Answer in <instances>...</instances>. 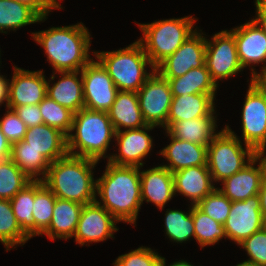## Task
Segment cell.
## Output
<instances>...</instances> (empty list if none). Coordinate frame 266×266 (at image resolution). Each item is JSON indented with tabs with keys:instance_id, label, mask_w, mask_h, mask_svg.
<instances>
[{
	"instance_id": "7402d4cb",
	"label": "cell",
	"mask_w": 266,
	"mask_h": 266,
	"mask_svg": "<svg viewBox=\"0 0 266 266\" xmlns=\"http://www.w3.org/2000/svg\"><path fill=\"white\" fill-rule=\"evenodd\" d=\"M255 158L246 164L240 171L222 181L223 188L218 190L232 202L243 201L259 194L262 185V171Z\"/></svg>"
},
{
	"instance_id": "ac0fdd59",
	"label": "cell",
	"mask_w": 266,
	"mask_h": 266,
	"mask_svg": "<svg viewBox=\"0 0 266 266\" xmlns=\"http://www.w3.org/2000/svg\"><path fill=\"white\" fill-rule=\"evenodd\" d=\"M172 175L175 194L190 198L191 205H197L215 189L207 165L183 168Z\"/></svg>"
},
{
	"instance_id": "5bb4252c",
	"label": "cell",
	"mask_w": 266,
	"mask_h": 266,
	"mask_svg": "<svg viewBox=\"0 0 266 266\" xmlns=\"http://www.w3.org/2000/svg\"><path fill=\"white\" fill-rule=\"evenodd\" d=\"M205 50L206 37L196 31L155 70L165 79L180 77L193 68L205 65Z\"/></svg>"
},
{
	"instance_id": "7bdbcfd3",
	"label": "cell",
	"mask_w": 266,
	"mask_h": 266,
	"mask_svg": "<svg viewBox=\"0 0 266 266\" xmlns=\"http://www.w3.org/2000/svg\"><path fill=\"white\" fill-rule=\"evenodd\" d=\"M32 8L41 18L48 16L53 9L62 7L57 0H14Z\"/></svg>"
},
{
	"instance_id": "4dcf8cb0",
	"label": "cell",
	"mask_w": 266,
	"mask_h": 266,
	"mask_svg": "<svg viewBox=\"0 0 266 266\" xmlns=\"http://www.w3.org/2000/svg\"><path fill=\"white\" fill-rule=\"evenodd\" d=\"M56 196L41 180L34 181V203L32 215L34 219V236L42 235L49 226Z\"/></svg>"
},
{
	"instance_id": "d6986e66",
	"label": "cell",
	"mask_w": 266,
	"mask_h": 266,
	"mask_svg": "<svg viewBox=\"0 0 266 266\" xmlns=\"http://www.w3.org/2000/svg\"><path fill=\"white\" fill-rule=\"evenodd\" d=\"M142 204L152 202L161 210L175 195L172 172L160 165L140 171Z\"/></svg>"
},
{
	"instance_id": "7c38bea8",
	"label": "cell",
	"mask_w": 266,
	"mask_h": 266,
	"mask_svg": "<svg viewBox=\"0 0 266 266\" xmlns=\"http://www.w3.org/2000/svg\"><path fill=\"white\" fill-rule=\"evenodd\" d=\"M265 227L259 195L234 201L224 228L227 238L238 244Z\"/></svg>"
},
{
	"instance_id": "277c9868",
	"label": "cell",
	"mask_w": 266,
	"mask_h": 266,
	"mask_svg": "<svg viewBox=\"0 0 266 266\" xmlns=\"http://www.w3.org/2000/svg\"><path fill=\"white\" fill-rule=\"evenodd\" d=\"M115 133L108 112L82 108L74 114L71 133L67 135L68 154L100 161L108 157L105 153Z\"/></svg>"
},
{
	"instance_id": "3957f363",
	"label": "cell",
	"mask_w": 266,
	"mask_h": 266,
	"mask_svg": "<svg viewBox=\"0 0 266 266\" xmlns=\"http://www.w3.org/2000/svg\"><path fill=\"white\" fill-rule=\"evenodd\" d=\"M97 163L90 158L67 154L50 164L42 181L57 198L86 205L97 200L92 172Z\"/></svg>"
},
{
	"instance_id": "ee69618b",
	"label": "cell",
	"mask_w": 266,
	"mask_h": 266,
	"mask_svg": "<svg viewBox=\"0 0 266 266\" xmlns=\"http://www.w3.org/2000/svg\"><path fill=\"white\" fill-rule=\"evenodd\" d=\"M256 18L252 19L266 35V0H255Z\"/></svg>"
},
{
	"instance_id": "b9f144b4",
	"label": "cell",
	"mask_w": 266,
	"mask_h": 266,
	"mask_svg": "<svg viewBox=\"0 0 266 266\" xmlns=\"http://www.w3.org/2000/svg\"><path fill=\"white\" fill-rule=\"evenodd\" d=\"M17 116L26 124L27 128L43 124L39 104L24 105L13 108Z\"/></svg>"
},
{
	"instance_id": "f546056e",
	"label": "cell",
	"mask_w": 266,
	"mask_h": 266,
	"mask_svg": "<svg viewBox=\"0 0 266 266\" xmlns=\"http://www.w3.org/2000/svg\"><path fill=\"white\" fill-rule=\"evenodd\" d=\"M32 8L14 0H0V31L16 30L23 26L44 21ZM6 30V31H4Z\"/></svg>"
},
{
	"instance_id": "ab89813d",
	"label": "cell",
	"mask_w": 266,
	"mask_h": 266,
	"mask_svg": "<svg viewBox=\"0 0 266 266\" xmlns=\"http://www.w3.org/2000/svg\"><path fill=\"white\" fill-rule=\"evenodd\" d=\"M248 256V263L258 266H266V228L252 234L249 238L244 239L240 244Z\"/></svg>"
},
{
	"instance_id": "8992f818",
	"label": "cell",
	"mask_w": 266,
	"mask_h": 266,
	"mask_svg": "<svg viewBox=\"0 0 266 266\" xmlns=\"http://www.w3.org/2000/svg\"><path fill=\"white\" fill-rule=\"evenodd\" d=\"M192 16L159 20L149 24H138L143 38L138 42L142 45L152 66L156 68L163 60L172 55L197 29Z\"/></svg>"
},
{
	"instance_id": "5b68a950",
	"label": "cell",
	"mask_w": 266,
	"mask_h": 266,
	"mask_svg": "<svg viewBox=\"0 0 266 266\" xmlns=\"http://www.w3.org/2000/svg\"><path fill=\"white\" fill-rule=\"evenodd\" d=\"M93 54L106 69L119 91L137 92L155 71L138 41L117 51L93 52ZM148 64L152 67V72L149 73L145 68Z\"/></svg>"
},
{
	"instance_id": "1f68e13d",
	"label": "cell",
	"mask_w": 266,
	"mask_h": 266,
	"mask_svg": "<svg viewBox=\"0 0 266 266\" xmlns=\"http://www.w3.org/2000/svg\"><path fill=\"white\" fill-rule=\"evenodd\" d=\"M29 239L17 223L10 200L0 199V242L6 251L15 245H24Z\"/></svg>"
},
{
	"instance_id": "836d02e7",
	"label": "cell",
	"mask_w": 266,
	"mask_h": 266,
	"mask_svg": "<svg viewBox=\"0 0 266 266\" xmlns=\"http://www.w3.org/2000/svg\"><path fill=\"white\" fill-rule=\"evenodd\" d=\"M31 182L11 158L0 161V199L11 200Z\"/></svg>"
},
{
	"instance_id": "7dc6e473",
	"label": "cell",
	"mask_w": 266,
	"mask_h": 266,
	"mask_svg": "<svg viewBox=\"0 0 266 266\" xmlns=\"http://www.w3.org/2000/svg\"><path fill=\"white\" fill-rule=\"evenodd\" d=\"M8 90H9V79L4 78L0 75V106L6 101V108L8 102Z\"/></svg>"
},
{
	"instance_id": "603a6c76",
	"label": "cell",
	"mask_w": 266,
	"mask_h": 266,
	"mask_svg": "<svg viewBox=\"0 0 266 266\" xmlns=\"http://www.w3.org/2000/svg\"><path fill=\"white\" fill-rule=\"evenodd\" d=\"M171 142L159 153L170 162L162 165L174 173L180 169L207 165V146L176 139L167 134Z\"/></svg>"
},
{
	"instance_id": "d590c367",
	"label": "cell",
	"mask_w": 266,
	"mask_h": 266,
	"mask_svg": "<svg viewBox=\"0 0 266 266\" xmlns=\"http://www.w3.org/2000/svg\"><path fill=\"white\" fill-rule=\"evenodd\" d=\"M188 213L179 210H167L165 214V231L174 242L183 243L191 237L195 238L194 223L192 218V205Z\"/></svg>"
},
{
	"instance_id": "f35d334b",
	"label": "cell",
	"mask_w": 266,
	"mask_h": 266,
	"mask_svg": "<svg viewBox=\"0 0 266 266\" xmlns=\"http://www.w3.org/2000/svg\"><path fill=\"white\" fill-rule=\"evenodd\" d=\"M162 256L148 247H139L119 256L114 266H161Z\"/></svg>"
},
{
	"instance_id": "bcb514c9",
	"label": "cell",
	"mask_w": 266,
	"mask_h": 266,
	"mask_svg": "<svg viewBox=\"0 0 266 266\" xmlns=\"http://www.w3.org/2000/svg\"><path fill=\"white\" fill-rule=\"evenodd\" d=\"M11 144L0 129V161L10 158Z\"/></svg>"
},
{
	"instance_id": "30bf717a",
	"label": "cell",
	"mask_w": 266,
	"mask_h": 266,
	"mask_svg": "<svg viewBox=\"0 0 266 266\" xmlns=\"http://www.w3.org/2000/svg\"><path fill=\"white\" fill-rule=\"evenodd\" d=\"M242 108V137L253 150L266 147V93L251 79Z\"/></svg>"
},
{
	"instance_id": "60d3db41",
	"label": "cell",
	"mask_w": 266,
	"mask_h": 266,
	"mask_svg": "<svg viewBox=\"0 0 266 266\" xmlns=\"http://www.w3.org/2000/svg\"><path fill=\"white\" fill-rule=\"evenodd\" d=\"M0 129L11 145L23 140L27 132L26 124L17 116L13 109L9 108L0 119Z\"/></svg>"
},
{
	"instance_id": "44dd1931",
	"label": "cell",
	"mask_w": 266,
	"mask_h": 266,
	"mask_svg": "<svg viewBox=\"0 0 266 266\" xmlns=\"http://www.w3.org/2000/svg\"><path fill=\"white\" fill-rule=\"evenodd\" d=\"M23 140L28 142V147L40 152L51 163L68 154L67 135L44 123L27 128Z\"/></svg>"
},
{
	"instance_id": "8fae6325",
	"label": "cell",
	"mask_w": 266,
	"mask_h": 266,
	"mask_svg": "<svg viewBox=\"0 0 266 266\" xmlns=\"http://www.w3.org/2000/svg\"><path fill=\"white\" fill-rule=\"evenodd\" d=\"M84 108L108 112L119 90L99 61L91 60L82 70Z\"/></svg>"
},
{
	"instance_id": "d6a6232c",
	"label": "cell",
	"mask_w": 266,
	"mask_h": 266,
	"mask_svg": "<svg viewBox=\"0 0 266 266\" xmlns=\"http://www.w3.org/2000/svg\"><path fill=\"white\" fill-rule=\"evenodd\" d=\"M195 240L201 248L216 244L221 238H227L224 225L202 212L196 205L191 209Z\"/></svg>"
},
{
	"instance_id": "ba28073f",
	"label": "cell",
	"mask_w": 266,
	"mask_h": 266,
	"mask_svg": "<svg viewBox=\"0 0 266 266\" xmlns=\"http://www.w3.org/2000/svg\"><path fill=\"white\" fill-rule=\"evenodd\" d=\"M211 40L206 39L205 64L212 81L227 79L243 71L240 64L237 45L234 35L223 30L213 35Z\"/></svg>"
},
{
	"instance_id": "2e32d148",
	"label": "cell",
	"mask_w": 266,
	"mask_h": 266,
	"mask_svg": "<svg viewBox=\"0 0 266 266\" xmlns=\"http://www.w3.org/2000/svg\"><path fill=\"white\" fill-rule=\"evenodd\" d=\"M157 126L146 125L137 129H128L115 133V141L119 146V154H113L108 157L111 164L118 166H136L142 167L144 159L151 151L153 139L147 131Z\"/></svg>"
},
{
	"instance_id": "681fc988",
	"label": "cell",
	"mask_w": 266,
	"mask_h": 266,
	"mask_svg": "<svg viewBox=\"0 0 266 266\" xmlns=\"http://www.w3.org/2000/svg\"><path fill=\"white\" fill-rule=\"evenodd\" d=\"M165 258L163 257L162 258V261H161V266H166V262H165ZM169 266H193L192 264H190V262H187V261H184V260H180V261H177V262H174L173 264H170Z\"/></svg>"
},
{
	"instance_id": "8d00e7d4",
	"label": "cell",
	"mask_w": 266,
	"mask_h": 266,
	"mask_svg": "<svg viewBox=\"0 0 266 266\" xmlns=\"http://www.w3.org/2000/svg\"><path fill=\"white\" fill-rule=\"evenodd\" d=\"M44 124L57 128L64 134L71 133L74 113L46 96L39 103Z\"/></svg>"
},
{
	"instance_id": "4316f807",
	"label": "cell",
	"mask_w": 266,
	"mask_h": 266,
	"mask_svg": "<svg viewBox=\"0 0 266 266\" xmlns=\"http://www.w3.org/2000/svg\"><path fill=\"white\" fill-rule=\"evenodd\" d=\"M217 127L216 117H199L173 123L167 130L176 139L208 146Z\"/></svg>"
},
{
	"instance_id": "f1b7e54d",
	"label": "cell",
	"mask_w": 266,
	"mask_h": 266,
	"mask_svg": "<svg viewBox=\"0 0 266 266\" xmlns=\"http://www.w3.org/2000/svg\"><path fill=\"white\" fill-rule=\"evenodd\" d=\"M10 158L32 181H42L51 164L40 152L28 147L25 140L11 145Z\"/></svg>"
},
{
	"instance_id": "52a82bcc",
	"label": "cell",
	"mask_w": 266,
	"mask_h": 266,
	"mask_svg": "<svg viewBox=\"0 0 266 266\" xmlns=\"http://www.w3.org/2000/svg\"><path fill=\"white\" fill-rule=\"evenodd\" d=\"M228 125L207 146V167L213 182H222L240 171L252 158L254 150L245 145ZM245 158L247 160H245Z\"/></svg>"
},
{
	"instance_id": "d4e9b609",
	"label": "cell",
	"mask_w": 266,
	"mask_h": 266,
	"mask_svg": "<svg viewBox=\"0 0 266 266\" xmlns=\"http://www.w3.org/2000/svg\"><path fill=\"white\" fill-rule=\"evenodd\" d=\"M83 206L81 203L56 197L51 222L42 235L51 240L72 238Z\"/></svg>"
},
{
	"instance_id": "ffe728a7",
	"label": "cell",
	"mask_w": 266,
	"mask_h": 266,
	"mask_svg": "<svg viewBox=\"0 0 266 266\" xmlns=\"http://www.w3.org/2000/svg\"><path fill=\"white\" fill-rule=\"evenodd\" d=\"M215 95L198 93L173 96L167 119V129L175 122L199 117H215Z\"/></svg>"
},
{
	"instance_id": "e0dca14e",
	"label": "cell",
	"mask_w": 266,
	"mask_h": 266,
	"mask_svg": "<svg viewBox=\"0 0 266 266\" xmlns=\"http://www.w3.org/2000/svg\"><path fill=\"white\" fill-rule=\"evenodd\" d=\"M44 71H29L14 66L9 82L7 108L39 104L47 96Z\"/></svg>"
},
{
	"instance_id": "9a60e30c",
	"label": "cell",
	"mask_w": 266,
	"mask_h": 266,
	"mask_svg": "<svg viewBox=\"0 0 266 266\" xmlns=\"http://www.w3.org/2000/svg\"><path fill=\"white\" fill-rule=\"evenodd\" d=\"M230 32L234 35L238 58L243 69L251 64L262 62L265 64L266 35L253 20L230 30ZM265 65L262 67L261 73H257L252 67L251 79L266 75Z\"/></svg>"
},
{
	"instance_id": "4fadbf2b",
	"label": "cell",
	"mask_w": 266,
	"mask_h": 266,
	"mask_svg": "<svg viewBox=\"0 0 266 266\" xmlns=\"http://www.w3.org/2000/svg\"><path fill=\"white\" fill-rule=\"evenodd\" d=\"M119 222L112 214L102 207L97 200L83 206L76 231L73 235L75 242L81 246L87 242H100L113 238L114 232L119 229Z\"/></svg>"
},
{
	"instance_id": "816d5d0a",
	"label": "cell",
	"mask_w": 266,
	"mask_h": 266,
	"mask_svg": "<svg viewBox=\"0 0 266 266\" xmlns=\"http://www.w3.org/2000/svg\"><path fill=\"white\" fill-rule=\"evenodd\" d=\"M236 266H258V265L251 264V263H248V262L244 261L242 263L237 264Z\"/></svg>"
},
{
	"instance_id": "f907efd6",
	"label": "cell",
	"mask_w": 266,
	"mask_h": 266,
	"mask_svg": "<svg viewBox=\"0 0 266 266\" xmlns=\"http://www.w3.org/2000/svg\"><path fill=\"white\" fill-rule=\"evenodd\" d=\"M266 93V75H262L253 79Z\"/></svg>"
},
{
	"instance_id": "484cf974",
	"label": "cell",
	"mask_w": 266,
	"mask_h": 266,
	"mask_svg": "<svg viewBox=\"0 0 266 266\" xmlns=\"http://www.w3.org/2000/svg\"><path fill=\"white\" fill-rule=\"evenodd\" d=\"M108 115L116 132L121 131L122 127L128 130L147 125L136 92L119 91Z\"/></svg>"
},
{
	"instance_id": "74e56055",
	"label": "cell",
	"mask_w": 266,
	"mask_h": 266,
	"mask_svg": "<svg viewBox=\"0 0 266 266\" xmlns=\"http://www.w3.org/2000/svg\"><path fill=\"white\" fill-rule=\"evenodd\" d=\"M196 206L212 219L224 225L228 218L232 201L227 196L223 195L218 188H215Z\"/></svg>"
},
{
	"instance_id": "cb8c5ba5",
	"label": "cell",
	"mask_w": 266,
	"mask_h": 266,
	"mask_svg": "<svg viewBox=\"0 0 266 266\" xmlns=\"http://www.w3.org/2000/svg\"><path fill=\"white\" fill-rule=\"evenodd\" d=\"M58 73L61 78L52 87L47 81V96L75 114L84 108L82 75L78 78L81 71Z\"/></svg>"
},
{
	"instance_id": "9c48e42d",
	"label": "cell",
	"mask_w": 266,
	"mask_h": 266,
	"mask_svg": "<svg viewBox=\"0 0 266 266\" xmlns=\"http://www.w3.org/2000/svg\"><path fill=\"white\" fill-rule=\"evenodd\" d=\"M136 93L146 124L161 126L167 130V119L173 97L168 80L155 70Z\"/></svg>"
},
{
	"instance_id": "6da1fadb",
	"label": "cell",
	"mask_w": 266,
	"mask_h": 266,
	"mask_svg": "<svg viewBox=\"0 0 266 266\" xmlns=\"http://www.w3.org/2000/svg\"><path fill=\"white\" fill-rule=\"evenodd\" d=\"M139 169L136 166L114 165L108 161L103 175L96 179V194L101 198L97 202L119 222L136 224L142 205Z\"/></svg>"
},
{
	"instance_id": "f6af8a7d",
	"label": "cell",
	"mask_w": 266,
	"mask_h": 266,
	"mask_svg": "<svg viewBox=\"0 0 266 266\" xmlns=\"http://www.w3.org/2000/svg\"><path fill=\"white\" fill-rule=\"evenodd\" d=\"M265 147L258 148L254 150V158L258 162L259 160V165L261 167L262 171V181L266 183V153H265ZM265 155V157H263Z\"/></svg>"
},
{
	"instance_id": "c3c4849f",
	"label": "cell",
	"mask_w": 266,
	"mask_h": 266,
	"mask_svg": "<svg viewBox=\"0 0 266 266\" xmlns=\"http://www.w3.org/2000/svg\"><path fill=\"white\" fill-rule=\"evenodd\" d=\"M259 199L261 205V212L263 217H266V183L262 182L260 191H259Z\"/></svg>"
},
{
	"instance_id": "e575fe53",
	"label": "cell",
	"mask_w": 266,
	"mask_h": 266,
	"mask_svg": "<svg viewBox=\"0 0 266 266\" xmlns=\"http://www.w3.org/2000/svg\"><path fill=\"white\" fill-rule=\"evenodd\" d=\"M13 213L22 231L31 239L34 236V181L20 190L11 200Z\"/></svg>"
},
{
	"instance_id": "7a4b0ae2",
	"label": "cell",
	"mask_w": 266,
	"mask_h": 266,
	"mask_svg": "<svg viewBox=\"0 0 266 266\" xmlns=\"http://www.w3.org/2000/svg\"><path fill=\"white\" fill-rule=\"evenodd\" d=\"M31 36L44 48L47 60L56 72L81 71L92 60L90 32L81 22L33 32Z\"/></svg>"
},
{
	"instance_id": "83f0119b",
	"label": "cell",
	"mask_w": 266,
	"mask_h": 266,
	"mask_svg": "<svg viewBox=\"0 0 266 266\" xmlns=\"http://www.w3.org/2000/svg\"><path fill=\"white\" fill-rule=\"evenodd\" d=\"M172 96L183 94H215L218 86L212 81L206 64L200 68H193L184 75L167 79Z\"/></svg>"
}]
</instances>
